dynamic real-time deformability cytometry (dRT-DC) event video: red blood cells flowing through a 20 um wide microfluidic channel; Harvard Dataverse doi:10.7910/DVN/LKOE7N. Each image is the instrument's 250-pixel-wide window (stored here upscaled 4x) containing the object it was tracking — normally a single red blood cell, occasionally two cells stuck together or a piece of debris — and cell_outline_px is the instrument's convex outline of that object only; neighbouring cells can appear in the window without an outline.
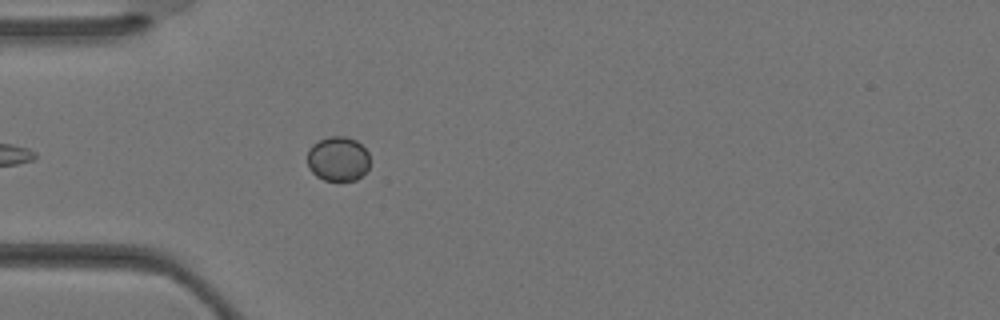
{"species": "Egyptian fruit bat (a non-hibernating species)", "species_latin": "Rousettus aegyptiacus", "temperature_condition": "warm", "stored_images_in_passage": 20, "camera_frame_rate_fps": 3000, "um_per_image_px": 0.085, "animal": {"sex": "female"}, "frame": {"image": 1, "passage_image": 4, "time_ms": 1.0, "image_size_px": [1000, 320], "cell_outline_px": [[368, 168], [356, 180], [324, 180], [316, 176], [308, 168], [308, 148], [312, 144], [328, 136], [344, 136], [356, 140], [368, 152]], "centroid_in_image_um": [28.7, 13.49], "position_along_channel_um": 56.3, "area_um2": 16.18}}
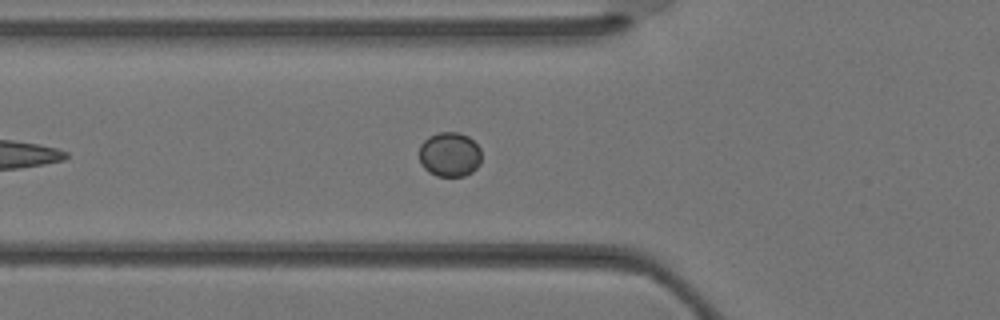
{"frame": {"image": 2, "passage_image": 6, "time_ms": 1.667, "image_size_px": [1000, 320], "cell_outline_px": [[480, 164], [472, 172], [464, 176], [436, 176], [428, 172], [420, 164], [420, 144], [428, 136], [440, 132], [456, 132], [468, 136], [480, 148]], "centroid_in_image_um": [38.2, 13.13], "position_along_channel_um": 87.6, "area_um2": 16.24}}
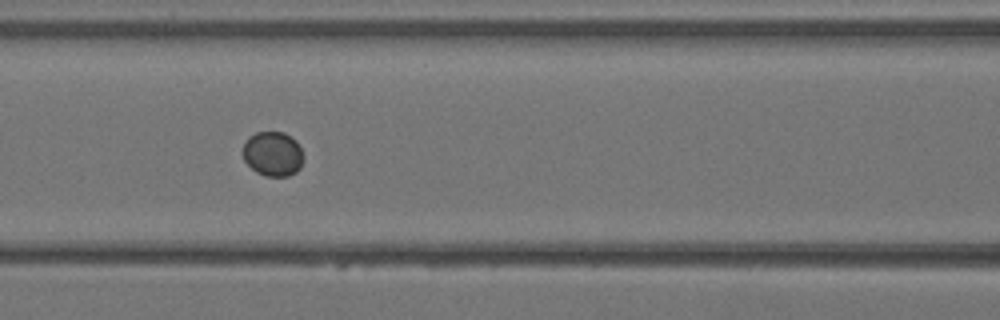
{"frame": {"image": 3, "passage_image": 9, "time_ms": 2.667, "image_size_px": [1000, 320], "cell_outline_px": [[304, 160], [300, 168], [296, 172], [288, 176], [264, 176], [256, 172], [244, 160], [244, 140], [248, 136], [256, 132], [284, 132], [292, 136], [296, 140], [304, 156]], "centroid_in_image_um": [23.21, 13.07], "position_along_channel_um": 143.4, "area_um2": 15.95}}